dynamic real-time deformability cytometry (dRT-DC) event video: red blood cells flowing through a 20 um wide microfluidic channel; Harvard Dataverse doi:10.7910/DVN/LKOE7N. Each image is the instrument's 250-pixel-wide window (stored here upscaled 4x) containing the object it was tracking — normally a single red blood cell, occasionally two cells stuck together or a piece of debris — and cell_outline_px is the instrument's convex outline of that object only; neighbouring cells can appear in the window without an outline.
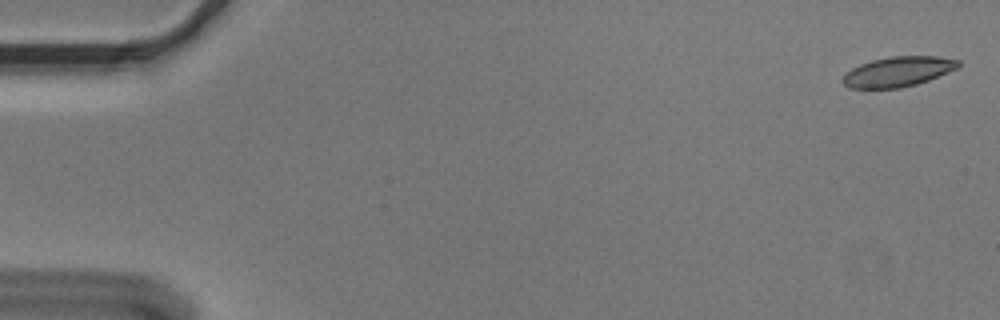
{"species": "Egyptian fruit bat (a non-hibernating species)", "species_latin": "Rousettus aegyptiacus", "temperature_condition": "cold", "stored_images_in_passage": 5, "camera_frame_rate_fps": 3000, "um_per_image_px": 0.085, "animal": {"sex": "male"}, "frame": {"image": 1, "passage_image": 1, "time_ms": 0.0, "image_size_px": [1000, 320], "cell_outline_px": [[960, 68], [928, 80], [916, 84], [900, 88], [848, 88], [840, 80], [852, 68], [860, 64], [872, 60], [892, 56], [936, 56], [960, 60]], "centroid_in_image_um": [76.36, 6.09], "position_along_channel_um": 8.6, "area_um2": 20.23}}
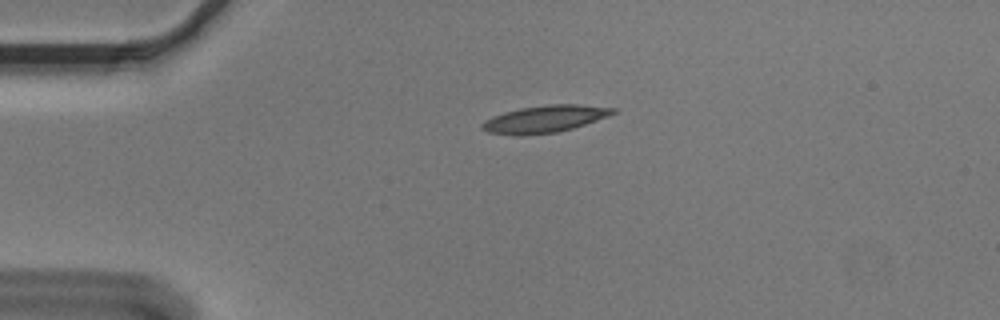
{"frame": {"image": 2, "passage_image": 5, "time_ms": 1.333, "image_size_px": [1000, 320], "cell_outline_px": [[616, 112], [608, 116], [572, 128], [556, 132], [520, 136], [516, 136], [488, 132], [480, 128], [480, 124], [484, 120], [492, 116], [504, 112], [520, 108], [548, 104], [576, 104], [616, 108]], "centroid_in_image_um": [46.24, 10.11], "position_along_channel_um": 38.8, "area_um2": 20.69}}